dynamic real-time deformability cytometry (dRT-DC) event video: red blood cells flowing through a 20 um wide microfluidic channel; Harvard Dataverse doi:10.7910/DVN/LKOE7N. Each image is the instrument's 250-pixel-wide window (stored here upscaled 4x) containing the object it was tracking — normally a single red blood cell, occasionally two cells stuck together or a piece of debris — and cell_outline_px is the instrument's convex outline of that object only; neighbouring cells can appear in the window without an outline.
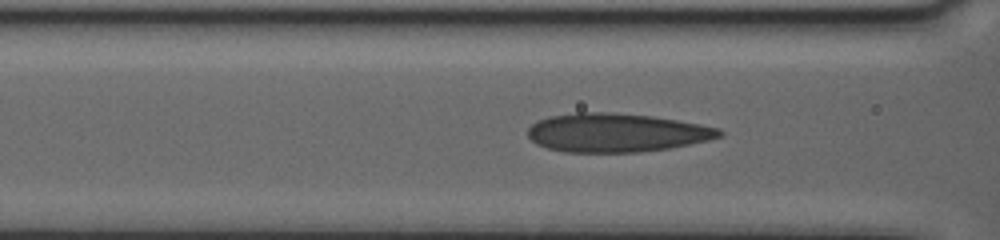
{"species": "human", "species_latin": "Homo sapiens", "temperature_condition": "warm", "stored_images_in_passage": 44, "camera_frame_rate_fps": 3000, "um_per_image_px": 0.085, "donor": {"sex": "female"}, "frame": {"image": 1, "passage_image": 19, "time_ms": 6.0, "image_size_px": [1000, 240], "cell_outline_px": [[724, 136], [708, 140], [668, 148], [640, 152], [564, 152], [548, 148], [536, 144], [528, 136], [528, 128], [532, 124], [548, 116], [576, 112], [612, 112], [652, 116], [700, 124], [720, 128], [724, 132]], "centroid_in_image_um": [52.39, 11.27], "position_along_channel_um": 114.2, "area_um2": 43.23}}
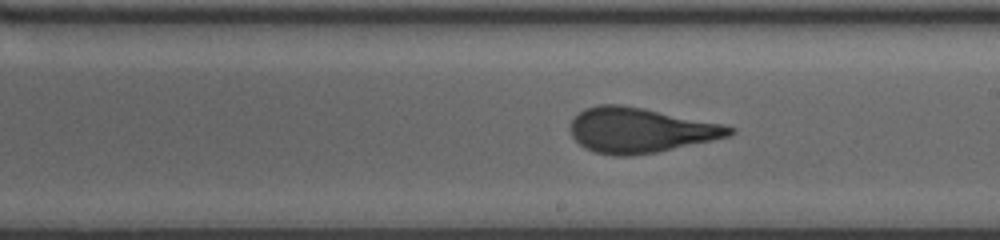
{"frame": {"image": 2, "passage_image": 30, "time_ms": 9.667, "image_size_px": [1000, 240], "cell_outline_px": [[736, 132], [728, 136], [712, 140], [656, 152], [628, 156], [616, 156], [596, 152], [584, 148], [572, 136], [568, 128], [568, 124], [584, 108], [600, 104], [620, 104], [724, 124], [736, 128]], "centroid_in_image_um": [54.38, 11.07], "position_along_channel_um": 234.6, "area_um2": 41.56}}
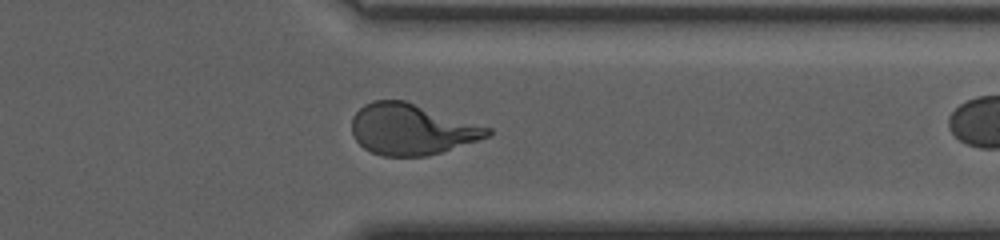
{"frame": {"image": 3, "passage_image": 43, "time_ms": 14.0, "image_size_px": [1000, 240], "cell_outline_px": [[492, 132], [488, 136], [428, 156], [384, 156], [372, 152], [364, 148], [356, 140], [352, 132], [352, 116], [364, 104], [372, 100], [404, 100], [492, 128]], "centroid_in_image_um": [34.95, 10.98], "position_along_channel_um": 376.4, "area_um2": 40.0}}